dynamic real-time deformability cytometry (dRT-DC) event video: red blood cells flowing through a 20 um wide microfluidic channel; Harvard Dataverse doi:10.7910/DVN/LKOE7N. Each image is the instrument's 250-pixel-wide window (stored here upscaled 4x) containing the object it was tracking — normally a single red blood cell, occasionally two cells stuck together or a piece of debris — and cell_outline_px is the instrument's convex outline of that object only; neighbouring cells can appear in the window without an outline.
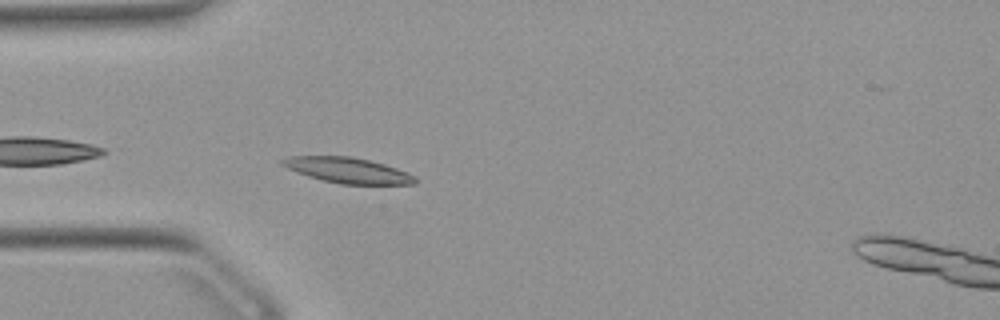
{"species": "Egyptian fruit bat (a non-hibernating species)", "species_latin": "Rousettus aegyptiacus", "temperature_condition": "warm", "stored_images_in_passage": 27, "camera_frame_rate_fps": 3000, "um_per_image_px": 0.085, "animal": {"sex": "female"}, "frame": {"image": 1, "passage_image": 2, "time_ms": 0.333, "image_size_px": [1000, 320], "cell_outline_px": [[416, 184], [340, 184], [308, 176], [296, 172], [280, 164], [280, 160], [288, 156], [352, 156], [384, 164], [408, 172], [416, 176]], "centroid_in_image_um": [29.56, 14.47], "position_along_channel_um": 55.4, "area_um2": 19.71}}
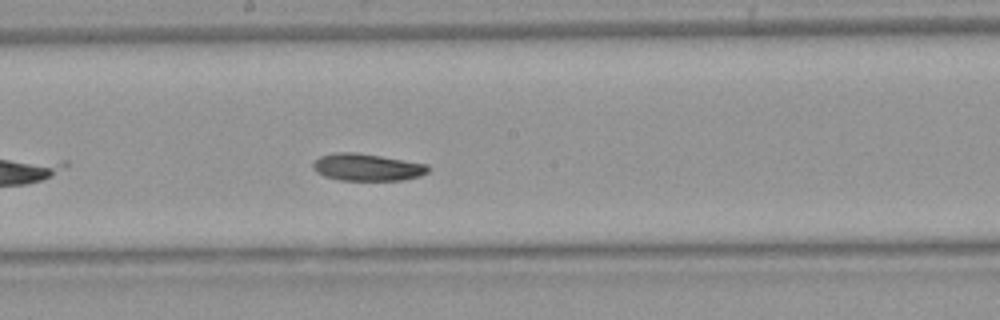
{"frame": {"image": 2, "passage_image": 15, "time_ms": 4.667, "image_size_px": [1000, 320], "cell_outline_px": [[428, 172], [420, 176], [404, 180], [340, 180], [324, 176], [316, 172], [312, 168], [312, 164], [320, 156], [332, 152], [356, 152], [428, 164]], "centroid_in_image_um": [31.18, 14.21], "position_along_channel_um": 217.0, "area_um2": 18.26}}
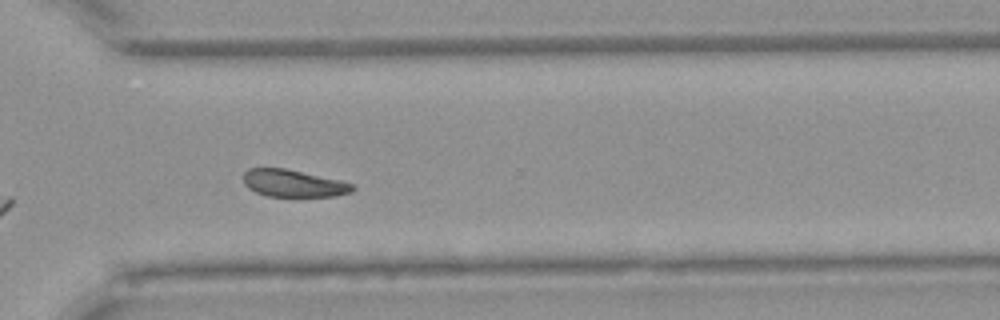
{"frame": {"image": 3, "passage_image": 25, "time_ms": 8.0, "image_size_px": [1000, 320], "cell_outline_px": [[356, 188], [352, 192], [336, 196], [268, 196], [256, 192], [248, 188], [244, 184], [244, 172], [248, 168], [284, 168], [340, 180], [352, 184]], "centroid_in_image_um": [24.94, 15.58], "position_along_channel_um": 345.7, "area_um2": 17.22}, "authors_computed_cell_mechanics": {"area_um2": 18.5538, "velocity_mm_per_s": 3.8597, "shape_relaxation_time_tau1_ms": 7.2946, "shape_relaxation_time_tau2_ms": null, "deformation_change_tau1": 0.1481, "deformation_change_tau2": null}}